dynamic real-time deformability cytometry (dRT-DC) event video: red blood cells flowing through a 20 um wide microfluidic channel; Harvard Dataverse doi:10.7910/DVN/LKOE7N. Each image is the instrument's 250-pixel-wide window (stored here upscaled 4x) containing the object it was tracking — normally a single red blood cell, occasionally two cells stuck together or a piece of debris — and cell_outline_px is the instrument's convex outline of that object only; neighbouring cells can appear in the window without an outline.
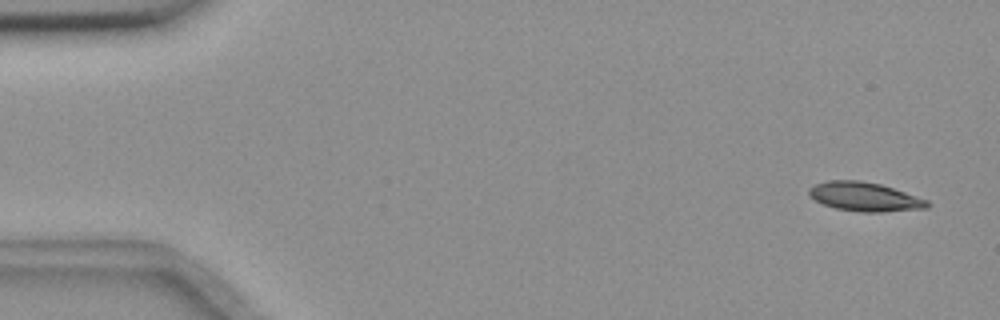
{"species": "common noctule bat (a hibernating species)", "species_latin": "Nyctalus noctula", "temperature_condition": "room temperature", "stored_images_in_passage": 5, "camera_frame_rate_fps": 3000, "um_per_image_px": 0.085, "animal": {"sex": "female", "body_mass_g": 18.4}, "frame": {"image": 1, "passage_image": 1, "time_ms": 0.0, "image_size_px": [1000, 320], "cell_outline_px": [[932, 204], [928, 208], [880, 212], [860, 212], [836, 208], [824, 204], [808, 196], [808, 188], [816, 184], [828, 180], [860, 180], [880, 184], [928, 200]], "centroid_in_image_um": [73.49, 16.72], "position_along_channel_um": 11.5, "area_um2": 19.94}}
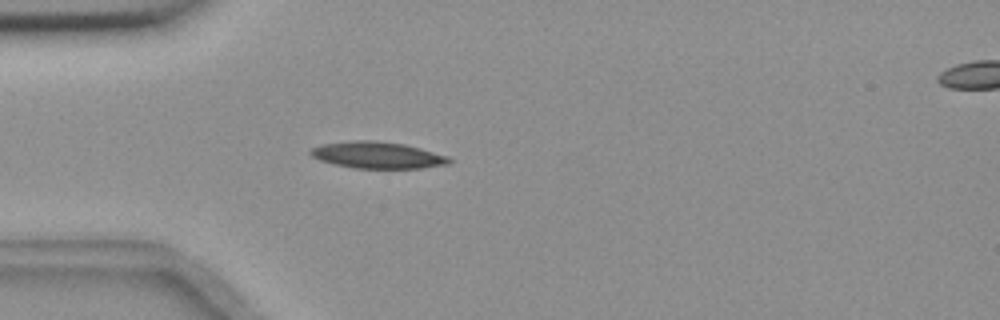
{"frame": {"image": 2, "passage_image": 4, "time_ms": 1.0, "image_size_px": [1000, 320], "cell_outline_px": [[452, 160], [448, 164], [420, 168], [352, 168], [332, 164], [320, 160], [312, 156], [308, 152], [312, 148], [324, 144], [356, 140], [372, 140], [404, 144], [420, 148], [448, 156]], "centroid_in_image_um": [32.08, 13.19], "position_along_channel_um": 52.9, "area_um2": 21.39}}